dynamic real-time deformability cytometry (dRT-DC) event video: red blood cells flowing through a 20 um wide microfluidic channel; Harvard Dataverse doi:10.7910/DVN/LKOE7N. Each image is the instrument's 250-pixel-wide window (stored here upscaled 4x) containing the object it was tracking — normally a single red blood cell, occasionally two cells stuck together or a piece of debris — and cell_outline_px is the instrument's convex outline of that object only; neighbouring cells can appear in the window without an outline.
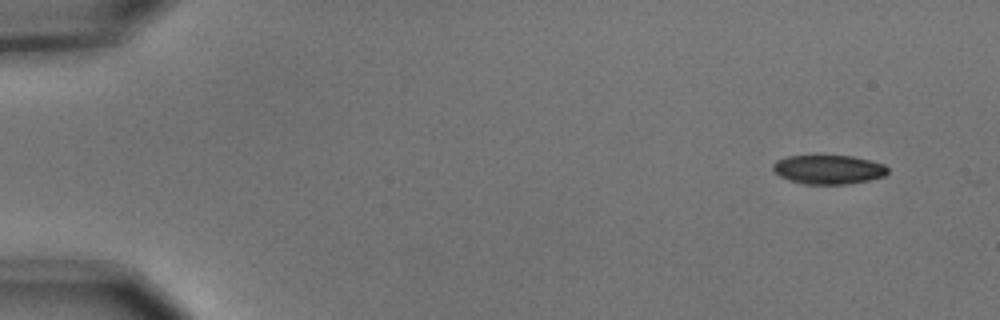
{"species": "common noctule bat (a hibernating species)", "species_latin": "Nyctalus noctula", "temperature_condition": "cold", "stored_images_in_passage": 3, "camera_frame_rate_fps": 3000, "um_per_image_px": 0.085, "animal": {"sex": "male", "body_mass_g": 15.6}, "frame": {"image": 1, "passage_image": 1, "time_ms": 0.0, "image_size_px": [1000, 320], "cell_outline_px": [[888, 172], [884, 176], [868, 180], [848, 184], [804, 184], [780, 176], [772, 168], [772, 164], [776, 160], [788, 156], [852, 156], [884, 164], [888, 168]], "centroid_in_image_um": [70.42, 14.41], "position_along_channel_um": 14.6, "area_um2": 19.25}}